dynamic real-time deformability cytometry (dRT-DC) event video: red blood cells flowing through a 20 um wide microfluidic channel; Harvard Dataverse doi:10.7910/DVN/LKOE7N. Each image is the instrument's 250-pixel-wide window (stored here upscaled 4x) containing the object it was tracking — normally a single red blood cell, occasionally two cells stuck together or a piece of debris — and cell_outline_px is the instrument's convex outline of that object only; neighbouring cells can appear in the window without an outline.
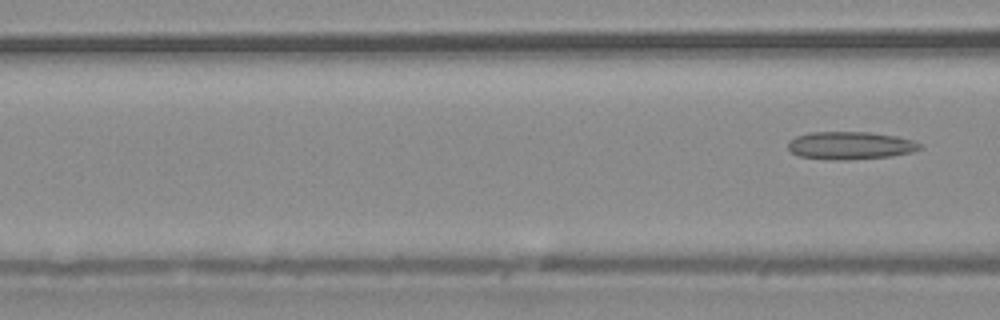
{"species": "common noctule bat (a hibernating species)", "species_latin": "Nyctalus noctula", "temperature_condition": "warm", "stored_images_in_passage": 8, "camera_frame_rate_fps": 3000, "um_per_image_px": 0.085, "animal": {"sex": "male", "body_mass_g": 20.4}, "frame": {"image": 1, "passage_image": 8, "time_ms": 2.333, "image_size_px": [1000, 320], "cell_outline_px": [[924, 148], [912, 152], [892, 156], [848, 160], [844, 160], [800, 156], [792, 152], [788, 148], [788, 144], [796, 136], [812, 132], [868, 132], [896, 136], [912, 140], [924, 144]], "centroid_in_image_um": [72.36, 12.36], "position_along_channel_um": 94.2, "area_um2": 21.21}}